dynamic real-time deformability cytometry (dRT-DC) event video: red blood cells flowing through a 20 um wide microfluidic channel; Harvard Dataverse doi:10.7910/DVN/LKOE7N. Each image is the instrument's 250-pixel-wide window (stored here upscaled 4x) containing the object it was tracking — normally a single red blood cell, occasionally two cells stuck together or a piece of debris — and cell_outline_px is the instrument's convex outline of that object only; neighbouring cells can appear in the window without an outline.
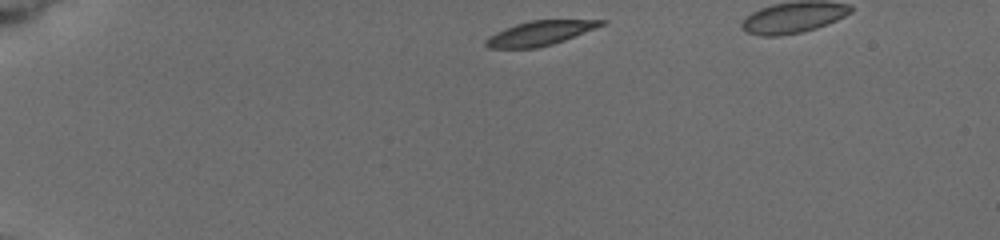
{"species": "common noctule bat (a hibernating species)", "species_latin": "Nyctalus noctula", "temperature_condition": "cold", "stored_images_in_passage": 5, "camera_frame_rate_fps": 3000, "um_per_image_px": 0.085, "animal": {"sex": "female", "body_mass_g": 19.5, "forearm_length_mm": 54.1}, "frame": {"image": 1, "passage_image": 1, "time_ms": 0.0, "image_size_px": [1000, 240], "cell_outline_px": [[608, 20], [604, 24], [596, 28], [564, 40], [552, 44], [536, 48], [488, 48], [484, 44], [484, 40], [488, 36], [504, 28], [528, 20]], "centroid_in_image_um": [45.84, 2.82], "position_along_channel_um": 39.2, "area_um2": 16.42}}
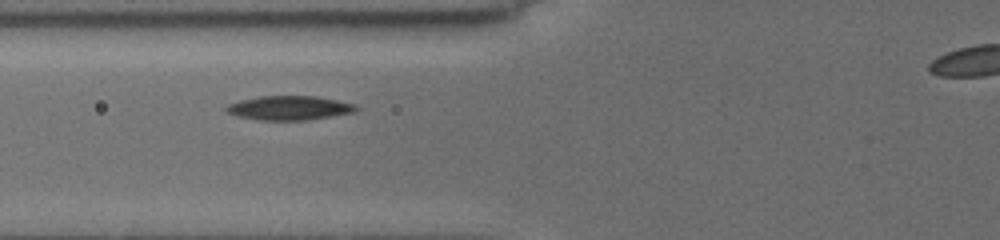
{"frame": {"image": 2, "passage_image": 4, "time_ms": 3.333, "image_size_px": [1000, 240], "cell_outline_px": [[360, 108], [356, 112], [308, 120], [260, 120], [236, 116], [224, 112], [224, 108], [228, 104], [240, 100], [260, 96], [316, 96], [356, 104]], "centroid_in_image_um": [24.58, 9.18], "position_along_channel_um": 101.2, "area_um2": 18.5}}
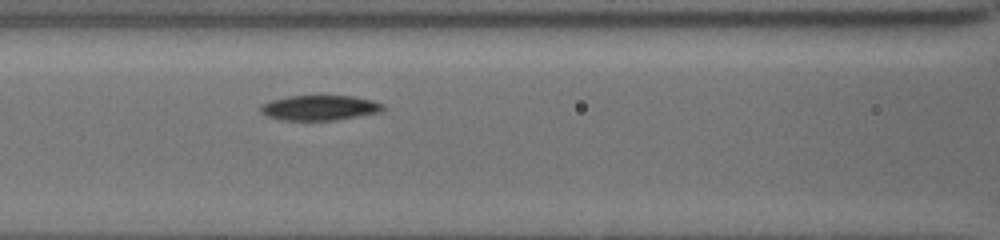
{"frame": {"image": 3, "passage_image": 5, "time_ms": 4.333, "image_size_px": [1000, 240], "cell_outline_px": [[384, 108], [380, 112], [332, 120], [284, 120], [268, 116], [260, 112], [260, 104], [272, 100], [288, 96], [352, 96], [372, 100], [384, 104]], "centroid_in_image_um": [27.15, 9.15], "position_along_channel_um": 139.5, "area_um2": 17.69}}